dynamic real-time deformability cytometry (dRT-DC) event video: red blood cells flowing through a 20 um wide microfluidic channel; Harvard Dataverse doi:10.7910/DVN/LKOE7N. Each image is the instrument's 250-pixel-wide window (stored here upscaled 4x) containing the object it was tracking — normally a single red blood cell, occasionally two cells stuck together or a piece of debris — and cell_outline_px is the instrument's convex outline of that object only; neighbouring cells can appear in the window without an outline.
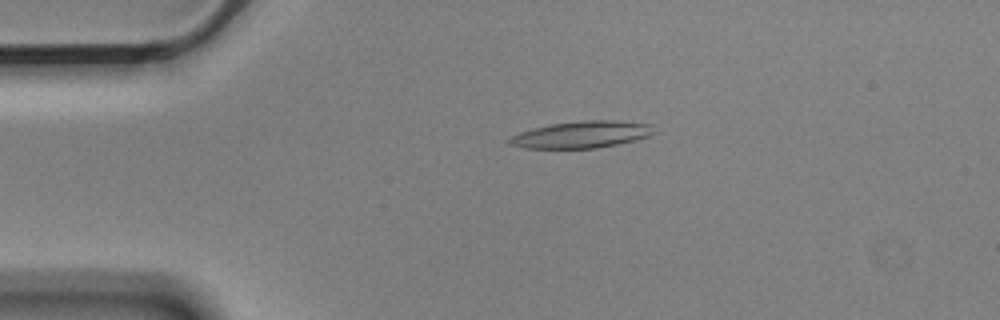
{"species": "Egyptian fruit bat (a non-hibernating species)", "species_latin": "Rousettus aegyptiacus", "temperature_condition": "cold", "stored_images_in_passage": 6, "camera_frame_rate_fps": 3000, "um_per_image_px": 0.085, "animal": {"sex": "male"}, "frame": {"image": 1, "passage_image": 2, "time_ms": 0.333, "image_size_px": [1000, 320], "cell_outline_px": [[652, 132], [648, 136], [616, 144], [596, 148], [524, 148], [508, 144], [504, 140], [520, 132], [532, 128], [552, 124], [584, 120], [616, 120], [652, 124]], "centroid_in_image_um": [49.36, 11.43], "position_along_channel_um": 35.6, "area_um2": 22.43}}
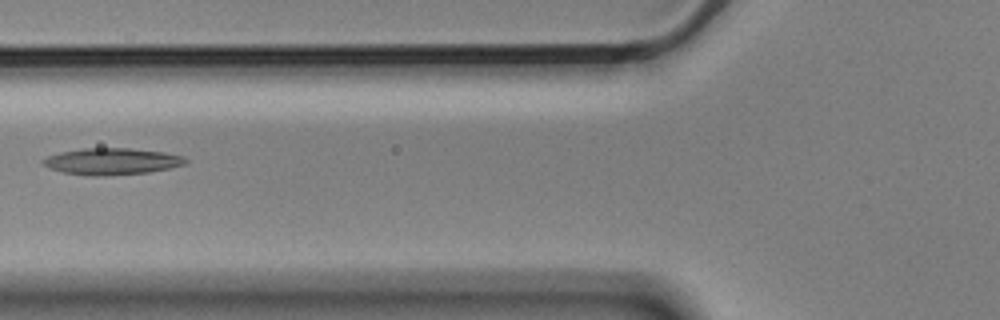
{"frame": {"image": 2, "passage_image": 4, "time_ms": 1.0, "image_size_px": [1000, 320], "cell_outline_px": [[188, 160], [184, 164], [168, 168], [148, 172], [104, 176], [88, 176], [64, 172], [52, 168], [44, 164], [40, 160], [48, 156], [60, 152], [84, 148], [128, 148], [164, 152], [184, 156]], "centroid_in_image_um": [9.51, 13.71], "position_along_channel_um": 116.3, "area_um2": 21.91}}
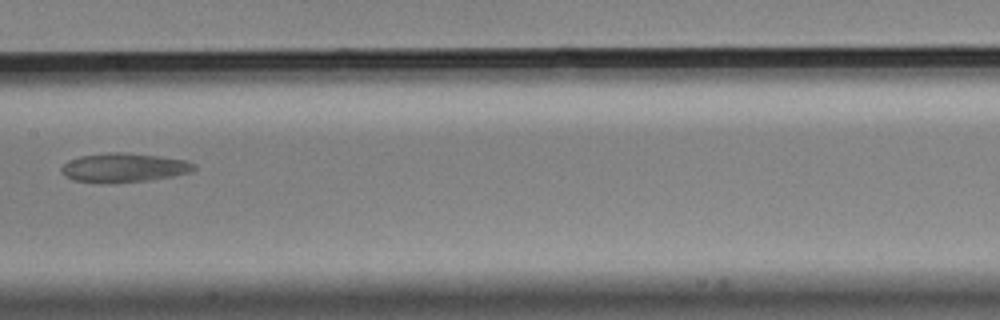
{"frame": {"image": 3, "passage_image": 6, "time_ms": 1.667, "image_size_px": [1000, 320], "cell_outline_px": [[196, 168], [192, 172], [172, 176], [148, 180], [104, 184], [96, 184], [72, 180], [64, 176], [60, 172], [60, 168], [68, 160], [80, 156], [108, 152], [124, 152], [160, 156], [184, 160], [196, 164]], "centroid_in_image_um": [10.47, 14.26], "position_along_channel_um": 196.9, "area_um2": 22.89}}